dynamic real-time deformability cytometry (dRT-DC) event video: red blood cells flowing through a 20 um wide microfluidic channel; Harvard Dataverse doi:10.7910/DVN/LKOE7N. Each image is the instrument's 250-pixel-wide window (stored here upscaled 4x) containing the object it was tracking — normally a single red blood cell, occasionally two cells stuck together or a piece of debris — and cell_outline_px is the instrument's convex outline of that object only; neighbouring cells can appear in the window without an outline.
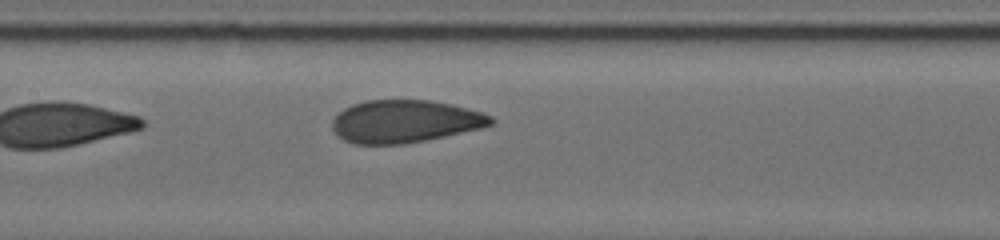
{"species": "human", "species_latin": "Homo sapiens", "temperature_condition": "cold", "stored_images_in_passage": 7, "camera_frame_rate_fps": 3000, "um_per_image_px": 0.085, "donor": {"sex": "male"}, "frame": {"image": 1, "passage_image": 7, "time_ms": 4.0, "image_size_px": [1000, 240], "cell_outline_px": [[496, 120], [492, 124], [480, 128], [444, 136], [404, 144], [352, 144], [344, 140], [332, 128], [332, 120], [344, 108], [352, 104], [364, 100], [428, 100], [452, 104], [480, 112], [492, 116]], "centroid_in_image_um": [34.4, 10.31], "position_along_channel_um": 173.0, "area_um2": 39.25}}